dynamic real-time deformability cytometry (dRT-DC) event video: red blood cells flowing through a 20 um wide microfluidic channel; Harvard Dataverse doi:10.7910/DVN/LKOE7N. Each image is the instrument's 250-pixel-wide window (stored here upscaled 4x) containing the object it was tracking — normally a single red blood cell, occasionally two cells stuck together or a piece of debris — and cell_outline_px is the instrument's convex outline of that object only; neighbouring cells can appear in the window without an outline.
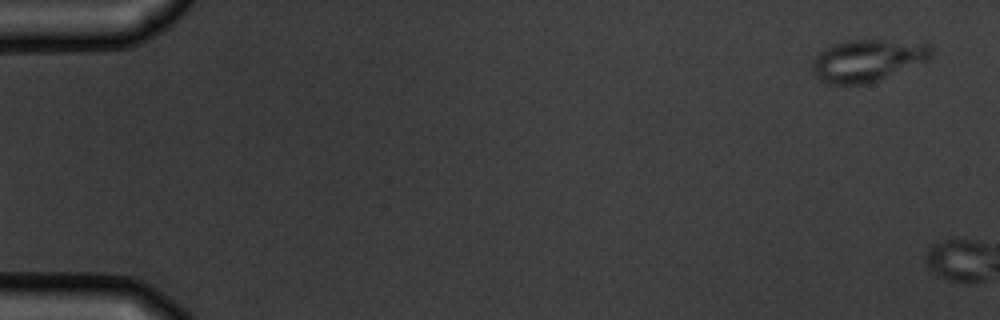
{"species": "common noctule bat (a hibernating species)", "species_latin": "Nyctalus noctula", "temperature_condition": "warm", "stored_images_in_passage": 2, "camera_frame_rate_fps": 3000, "um_per_image_px": 0.085, "animal": {"sex": "male", "body_mass_g": 19.5, "forearm_length_mm": 54.6}, "frame": {"image": 1, "passage_image": 1, "time_ms": 0.0, "image_size_px": [1000, 320], "cell_outline_px": [[932, 56], [928, 60], [868, 84], [824, 84], [812, 72], [812, 60], [824, 48], [832, 44], [848, 40], [924, 40], [932, 48]], "centroid_in_image_um": [73.76, 5.11], "position_along_channel_um": 11.2, "area_um2": 29.65}}